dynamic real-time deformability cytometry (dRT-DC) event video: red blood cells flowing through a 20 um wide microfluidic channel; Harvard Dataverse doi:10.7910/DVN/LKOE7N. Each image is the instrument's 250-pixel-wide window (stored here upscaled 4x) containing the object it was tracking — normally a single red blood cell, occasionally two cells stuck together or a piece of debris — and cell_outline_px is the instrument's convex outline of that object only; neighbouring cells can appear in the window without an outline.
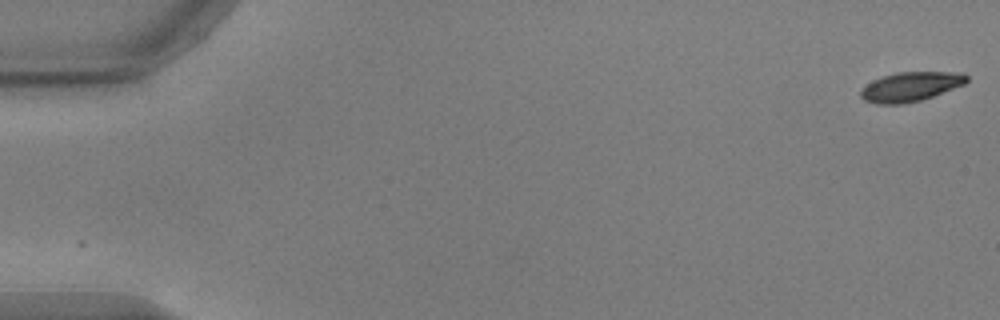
{"species": "common noctule bat (a hibernating species)", "species_latin": "Nyctalus noctula", "temperature_condition": "warm", "stored_images_in_passage": 14, "camera_frame_rate_fps": 3000, "um_per_image_px": 0.085, "animal": {"sex": "male", "body_mass_g": 17.9, "forearm_length_mm": 54.2}, "frame": {"image": 1, "passage_image": 1, "time_ms": 0.0, "image_size_px": [1000, 320], "cell_outline_px": [[968, 80], [964, 84], [932, 96], [920, 100], [904, 104], [876, 104], [864, 100], [860, 96], [860, 88], [872, 80], [896, 72], [964, 72], [968, 76]], "centroid_in_image_um": [77.37, 7.36], "position_along_channel_um": 7.6, "area_um2": 18.21}}